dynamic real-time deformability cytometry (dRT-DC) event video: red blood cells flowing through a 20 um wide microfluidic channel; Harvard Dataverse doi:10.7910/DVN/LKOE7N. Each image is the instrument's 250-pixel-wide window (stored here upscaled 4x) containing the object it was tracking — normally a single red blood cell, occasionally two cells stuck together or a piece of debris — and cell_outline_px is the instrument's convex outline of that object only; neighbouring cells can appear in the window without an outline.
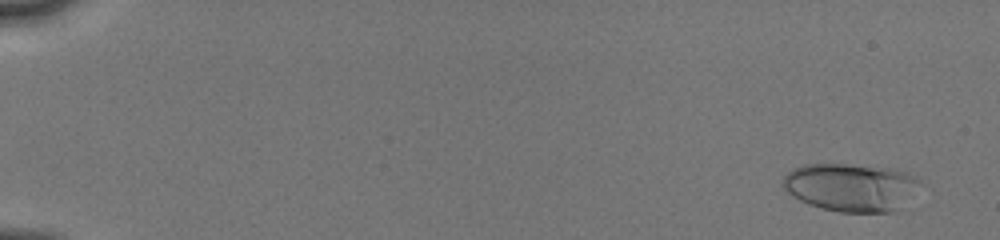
{"species": "human", "species_latin": "Homo sapiens", "temperature_condition": "cold", "stored_images_in_passage": 7, "camera_frame_rate_fps": 3000, "um_per_image_px": 0.085, "donor": {"sex": "male"}, "frame": {"image": 1, "passage_image": 1, "time_ms": 0.0, "image_size_px": [1000, 240], "cell_outline_px": [[920, 184], [892, 212], [840, 212], [808, 204], [792, 196], [780, 184], [784, 176], [792, 168], [804, 164], [844, 164], [896, 168], [908, 172], [916, 176], [920, 180]], "centroid_in_image_um": [72.27, 15.88], "position_along_channel_um": 12.7, "area_um2": 38.15}}
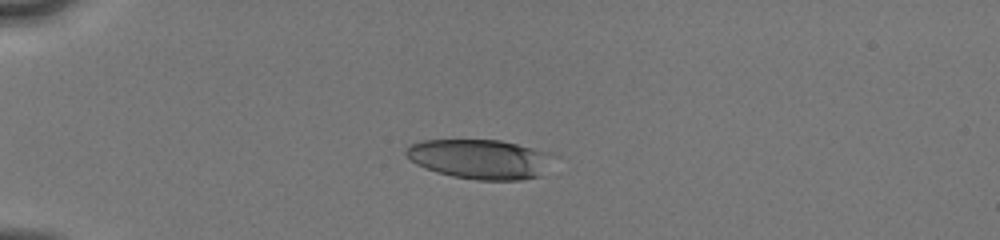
{"frame": {"image": 2, "passage_image": 5, "time_ms": 4.0, "image_size_px": [1000, 240], "cell_outline_px": [[560, 156], [540, 176], [520, 180], [476, 180], [452, 176], [436, 172], [416, 164], [404, 152], [412, 144], [424, 140], [500, 140], [548, 152]], "centroid_in_image_um": [40.89, 13.53], "position_along_channel_um": 44.1, "area_um2": 34.16}}
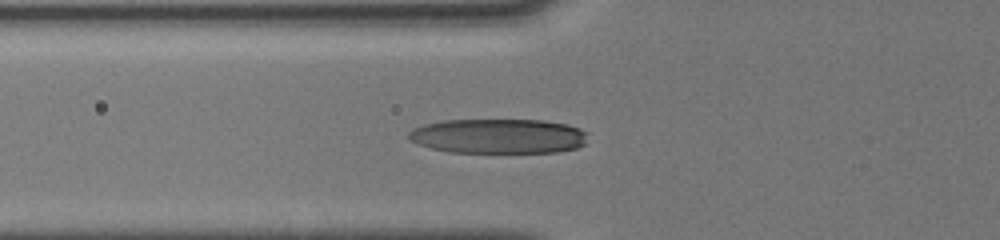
{"frame": {"image": 3, "passage_image": 7, "time_ms": 6.0, "image_size_px": [1000, 240], "cell_outline_px": [[588, 132], [584, 144], [576, 148], [556, 152], [448, 152], [432, 148], [408, 140], [408, 132], [412, 128], [424, 124], [444, 120], [544, 120], [568, 124], [580, 128]], "centroid_in_image_um": [42.37, 11.56], "position_along_channel_um": 83.4, "area_um2": 36.41}}